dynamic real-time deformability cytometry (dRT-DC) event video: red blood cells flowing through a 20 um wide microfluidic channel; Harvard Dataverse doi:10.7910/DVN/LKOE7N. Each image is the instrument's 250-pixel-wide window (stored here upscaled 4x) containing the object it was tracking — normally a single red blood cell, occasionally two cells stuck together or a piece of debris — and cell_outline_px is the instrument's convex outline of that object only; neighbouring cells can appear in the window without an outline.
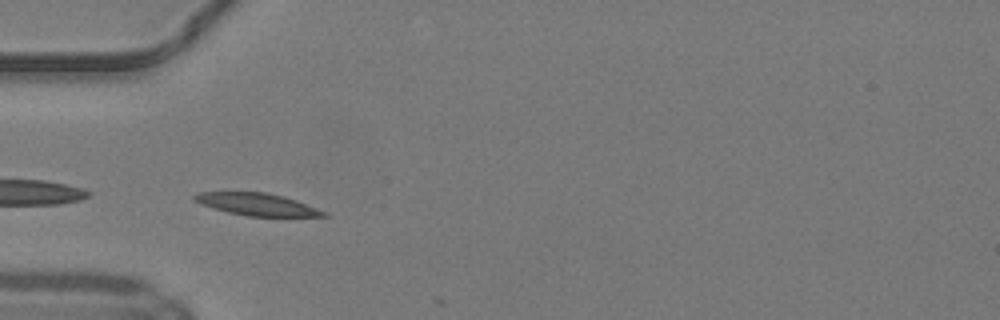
{"species": "common noctule bat (a hibernating species)", "species_latin": "Nyctalus noctula", "temperature_condition": "warm", "stored_images_in_passage": 12, "camera_frame_rate_fps": 3000, "um_per_image_px": 0.085, "animal": {"sex": "male", "body_mass_g": 19.2, "forearm_length_mm": 51.8}, "frame": {"image": 1, "passage_image": 10, "time_ms": 3.0, "image_size_px": [1000, 320], "cell_outline_px": [[332, 216], [248, 216], [228, 212], [192, 200], [192, 196], [196, 192], [268, 192], [284, 196], [296, 200], [328, 212]], "centroid_in_image_um": [21.89, 17.36], "position_along_channel_um": 63.1, "area_um2": 16.7}}